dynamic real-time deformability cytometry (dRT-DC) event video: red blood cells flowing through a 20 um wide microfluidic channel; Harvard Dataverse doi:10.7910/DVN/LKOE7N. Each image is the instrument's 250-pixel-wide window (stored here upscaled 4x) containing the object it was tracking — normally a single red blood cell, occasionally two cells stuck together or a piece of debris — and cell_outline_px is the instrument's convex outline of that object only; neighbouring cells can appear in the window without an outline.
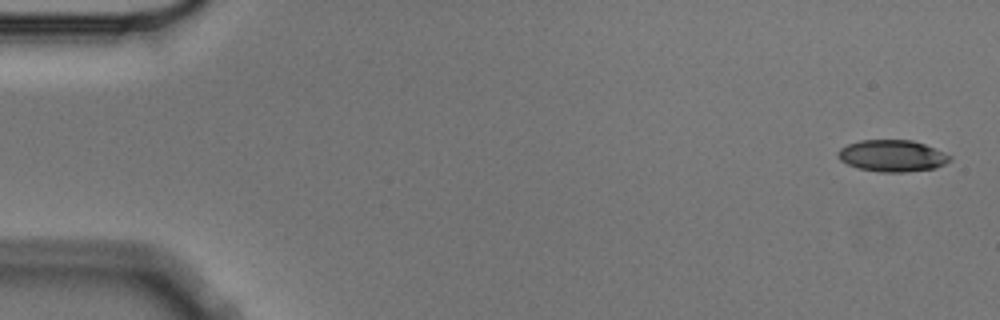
{"species": "Egyptian fruit bat (a non-hibernating species)", "species_latin": "Rousettus aegyptiacus", "temperature_condition": "cold", "stored_images_in_passage": 4, "camera_frame_rate_fps": 3000, "um_per_image_px": 0.085, "animal": {"sex": "male"}, "frame": {"image": 1, "passage_image": 1, "time_ms": 0.0, "image_size_px": [1000, 320], "cell_outline_px": [[952, 160], [936, 168], [908, 172], [880, 172], [856, 168], [840, 160], [836, 156], [836, 152], [840, 148], [848, 144], [860, 140], [912, 140], [924, 144], [952, 156]], "centroid_in_image_um": [75.82, 13.25], "position_along_channel_um": 9.2, "area_um2": 20.81}}